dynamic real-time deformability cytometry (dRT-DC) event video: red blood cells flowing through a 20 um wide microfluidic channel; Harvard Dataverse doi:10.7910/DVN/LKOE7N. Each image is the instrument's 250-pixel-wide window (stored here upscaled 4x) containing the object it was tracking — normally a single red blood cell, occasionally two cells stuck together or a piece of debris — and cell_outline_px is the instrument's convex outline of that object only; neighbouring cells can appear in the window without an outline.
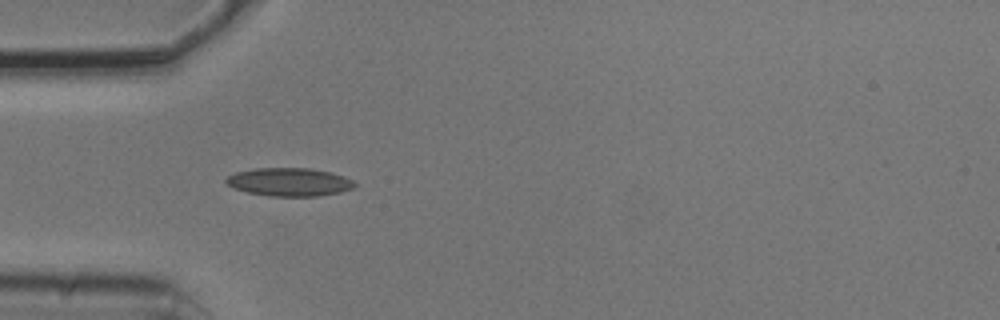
{"species": "common noctule bat (a hibernating species)", "species_latin": "Nyctalus noctula", "temperature_condition": "cold", "stored_images_in_passage": 5, "camera_frame_rate_fps": 3000, "um_per_image_px": 0.085, "animal": {"sex": "male", "body_mass_g": 20.5, "forearm_length_mm": 52.5}, "frame": {"image": 1, "passage_image": 1, "time_ms": 0.0, "image_size_px": [1000, 320], "cell_outline_px": [[356, 184], [352, 188], [340, 192], [316, 196], [268, 196], [248, 192], [236, 188], [228, 184], [224, 180], [228, 176], [236, 172], [256, 168], [308, 168], [332, 172], [344, 176], [352, 180]], "centroid_in_image_um": [24.6, 15.46], "position_along_channel_um": 60.4, "area_um2": 20.98}}
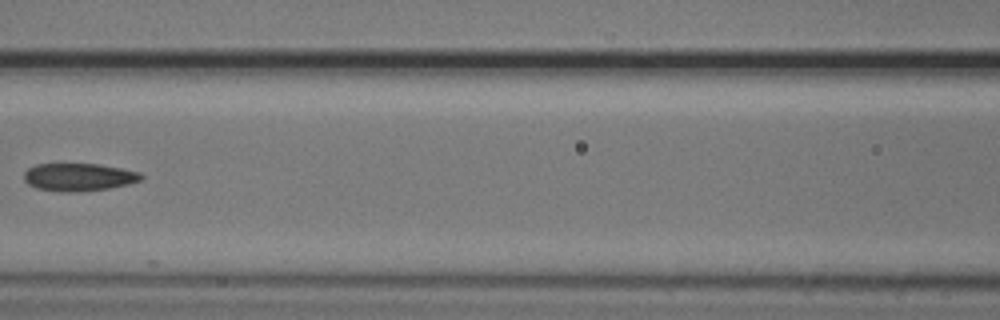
{"frame": {"image": 2, "passage_image": 3, "time_ms": 0.667, "image_size_px": [1000, 320], "cell_outline_px": [[144, 180], [128, 184], [108, 188], [76, 192], [60, 192], [36, 188], [28, 184], [24, 180], [24, 172], [28, 168], [36, 164], [96, 164], [120, 168], [140, 172], [144, 176]], "centroid_in_image_um": [6.69, 15.06], "position_along_channel_um": 159.9, "area_um2": 19.02}}
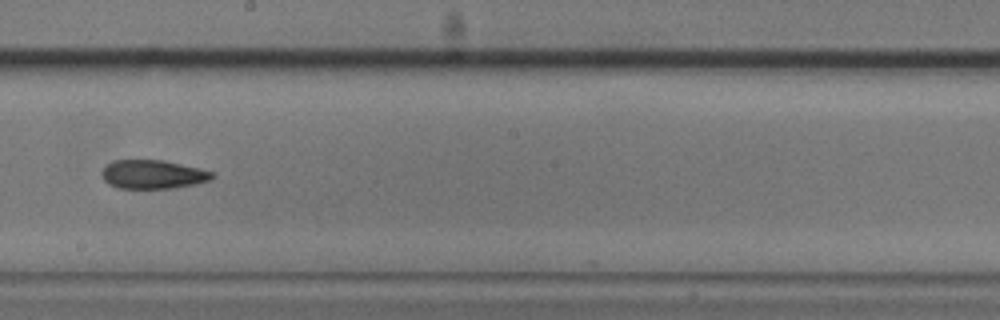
{"frame": {"image": 3, "passage_image": 5, "time_ms": 1.333, "image_size_px": [1000, 320], "cell_outline_px": [[216, 176], [212, 180], [196, 184], [176, 188], [116, 188], [108, 184], [104, 180], [100, 172], [112, 160], [164, 160], [200, 168], [216, 172]], "centroid_in_image_um": [13.05, 14.82], "position_along_channel_um": 235.2, "area_um2": 18.84}}